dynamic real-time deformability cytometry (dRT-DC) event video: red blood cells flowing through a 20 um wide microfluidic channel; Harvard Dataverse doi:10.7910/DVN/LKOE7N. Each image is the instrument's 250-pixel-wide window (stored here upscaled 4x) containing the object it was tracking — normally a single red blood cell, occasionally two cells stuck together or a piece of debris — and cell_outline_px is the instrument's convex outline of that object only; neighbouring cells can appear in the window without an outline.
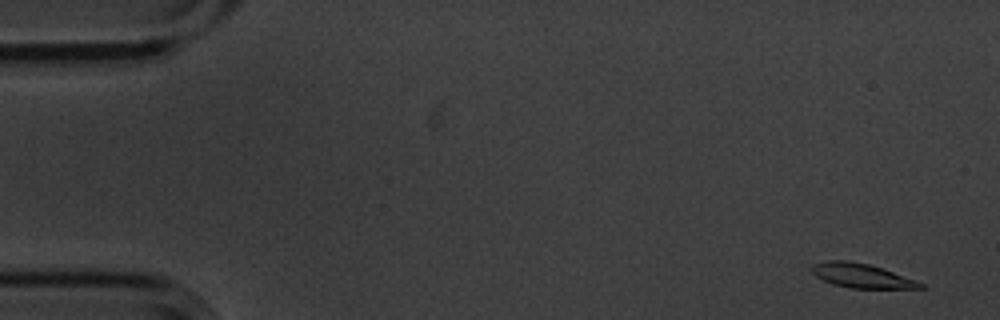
{"species": "common noctule bat (a hibernating species)", "species_latin": "Nyctalus noctula", "temperature_condition": "cold", "stored_images_in_passage": 4, "camera_frame_rate_fps": 3000, "um_per_image_px": 0.085, "animal": {"sex": "male", "body_mass_g": 20.1, "forearm_length_mm": 53.5}, "frame": {"image": 1, "passage_image": 1, "time_ms": 0.0, "image_size_px": [1000, 320], "cell_outline_px": [[924, 288], [852, 288], [832, 284], [816, 276], [812, 272], [812, 264], [828, 260], [848, 260], [868, 264], [884, 268], [916, 280], [924, 284]], "centroid_in_image_um": [73.24, 23.42], "position_along_channel_um": 11.8, "area_um2": 15.32}}
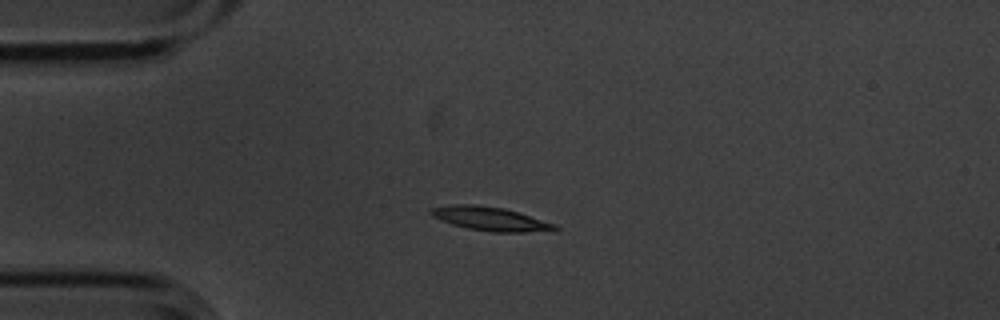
{"frame": {"image": 2, "passage_image": 4, "time_ms": 1.0, "image_size_px": [1000, 320], "cell_outline_px": [[560, 228], [524, 232], [492, 232], [468, 228], [452, 224], [432, 216], [428, 212], [428, 208], [452, 204], [472, 204], [504, 208], [556, 224]], "centroid_in_image_um": [41.58, 18.58], "position_along_channel_um": 43.4, "area_um2": 16.94}}